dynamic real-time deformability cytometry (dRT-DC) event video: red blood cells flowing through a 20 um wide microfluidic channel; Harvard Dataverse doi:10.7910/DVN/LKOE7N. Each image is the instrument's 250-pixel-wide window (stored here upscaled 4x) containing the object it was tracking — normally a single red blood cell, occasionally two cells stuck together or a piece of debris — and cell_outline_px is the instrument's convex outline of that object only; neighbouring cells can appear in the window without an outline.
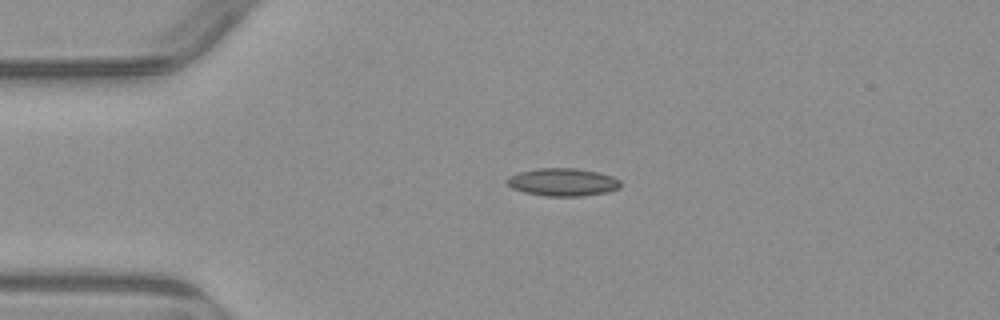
{"species": "common noctule bat (a hibernating species)", "species_latin": "Nyctalus noctula", "temperature_condition": "warm", "stored_images_in_passage": 2, "camera_frame_rate_fps": 3000, "um_per_image_px": 0.085, "animal": {"sex": "male", "body_mass_g": 23.1, "forearm_length_mm": 52.7}, "frame": {"image": 1, "passage_image": 1, "time_ms": 0.0, "image_size_px": [1000, 320], "cell_outline_px": [[620, 188], [604, 192], [580, 196], [544, 196], [524, 192], [512, 188], [504, 180], [508, 176], [520, 172], [540, 168], [576, 168], [596, 172], [612, 176], [620, 180]], "centroid_in_image_um": [47.8, 15.48], "position_along_channel_um": 37.2, "area_um2": 18.26}}